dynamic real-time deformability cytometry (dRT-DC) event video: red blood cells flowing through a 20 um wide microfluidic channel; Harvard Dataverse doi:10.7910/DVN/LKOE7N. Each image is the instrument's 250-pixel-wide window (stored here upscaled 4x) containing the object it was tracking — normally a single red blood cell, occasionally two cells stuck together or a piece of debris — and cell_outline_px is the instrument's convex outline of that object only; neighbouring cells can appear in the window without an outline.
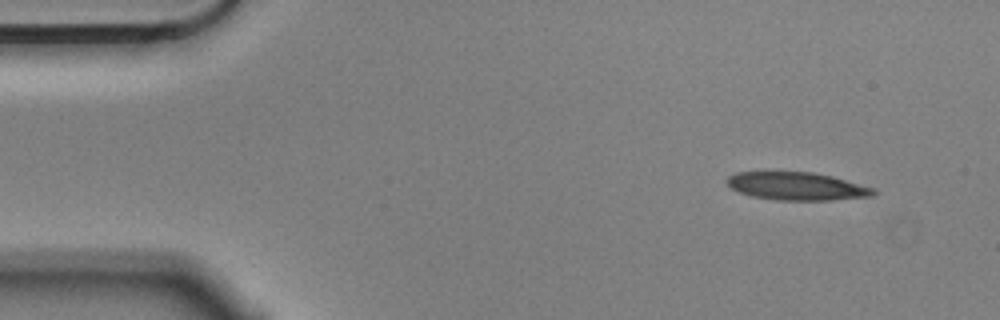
{"species": "Egyptian fruit bat (a non-hibernating species)", "species_latin": "Rousettus aegyptiacus", "temperature_condition": "cold", "stored_images_in_passage": 4, "camera_frame_rate_fps": 3000, "um_per_image_px": 0.085, "animal": {"sex": "male"}, "frame": {"image": 1, "passage_image": 1, "time_ms": 0.0, "image_size_px": [1000, 320], "cell_outline_px": [[876, 196], [828, 200], [780, 200], [752, 196], [740, 192], [732, 188], [724, 180], [728, 176], [736, 172], [812, 172], [832, 176], [876, 188]], "centroid_in_image_um": [67.77, 15.82], "position_along_channel_um": 17.2, "area_um2": 23.87}}